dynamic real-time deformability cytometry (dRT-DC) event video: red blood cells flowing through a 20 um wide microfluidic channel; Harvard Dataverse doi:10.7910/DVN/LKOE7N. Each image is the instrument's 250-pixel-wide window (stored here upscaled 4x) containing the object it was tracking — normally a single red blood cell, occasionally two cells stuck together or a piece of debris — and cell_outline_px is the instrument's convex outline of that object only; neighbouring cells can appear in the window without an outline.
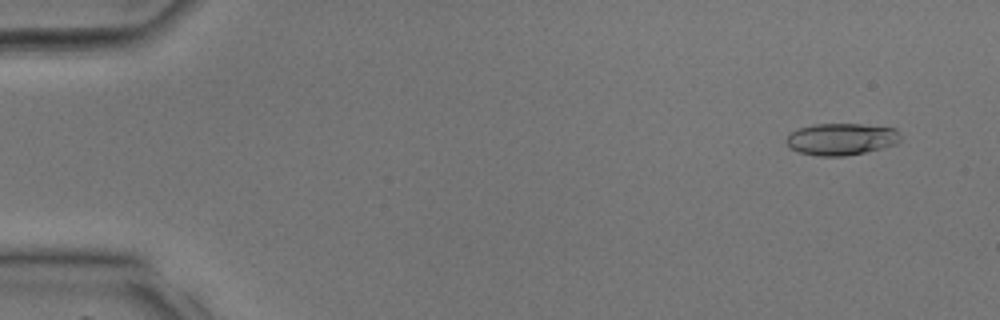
{"species": "common noctule bat (a hibernating species)", "species_latin": "Nyctalus noctula", "temperature_condition": "room temperature", "stored_images_in_passage": 37, "camera_frame_rate_fps": 3000, "um_per_image_px": 0.085, "animal": {"sex": "male", "body_mass_g": 17.9, "forearm_length_mm": 54.2}, "frame": {"image": 1, "passage_image": 2, "time_ms": 0.333, "image_size_px": [1000, 320], "cell_outline_px": [[900, 140], [896, 144], [864, 152], [844, 156], [816, 156], [800, 152], [792, 148], [784, 140], [788, 132], [796, 128], [816, 124], [860, 124], [896, 128], [900, 136]], "centroid_in_image_um": [71.46, 11.81], "position_along_channel_um": 13.5, "area_um2": 21.27}}
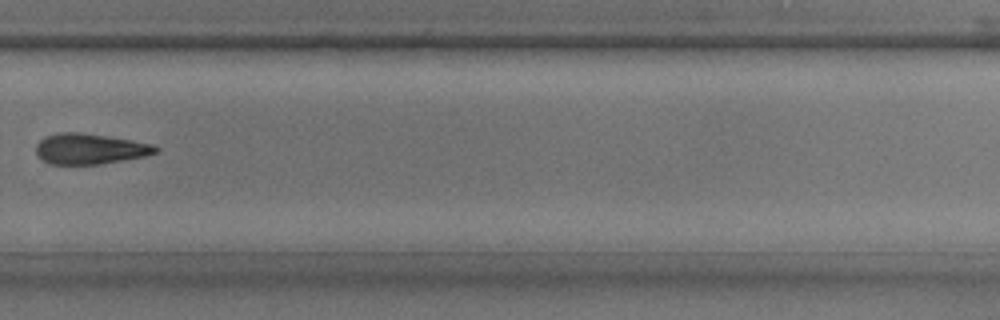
{"frame": {"image": 2, "passage_image": 26, "time_ms": 8.333, "image_size_px": [1000, 320], "cell_outline_px": [[160, 152], [144, 156], [100, 164], [48, 164], [40, 160], [36, 156], [36, 144], [44, 136], [56, 132], [80, 132], [152, 144], [160, 148]], "centroid_in_image_um": [7.57, 12.66], "position_along_channel_um": 322.2, "area_um2": 21.39}}
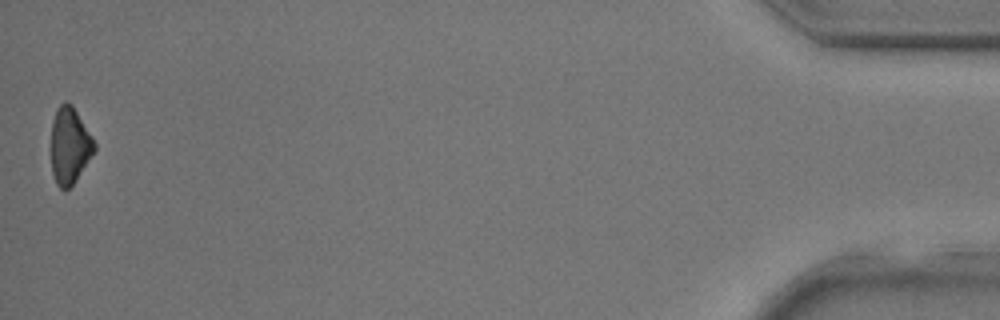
{"frame": {"image": 3, "passage_image": 37, "time_ms": 12.0, "image_size_px": [1000, 320], "cell_outline_px": [[96, 148], [76, 180], [64, 192], [56, 184], [52, 172], [52, 120], [56, 108], [64, 100], [68, 100], [72, 104], [92, 136], [96, 144]], "centroid_in_image_um": [5.91, 12.35], "position_along_channel_um": 429.3, "area_um2": 19.31}}